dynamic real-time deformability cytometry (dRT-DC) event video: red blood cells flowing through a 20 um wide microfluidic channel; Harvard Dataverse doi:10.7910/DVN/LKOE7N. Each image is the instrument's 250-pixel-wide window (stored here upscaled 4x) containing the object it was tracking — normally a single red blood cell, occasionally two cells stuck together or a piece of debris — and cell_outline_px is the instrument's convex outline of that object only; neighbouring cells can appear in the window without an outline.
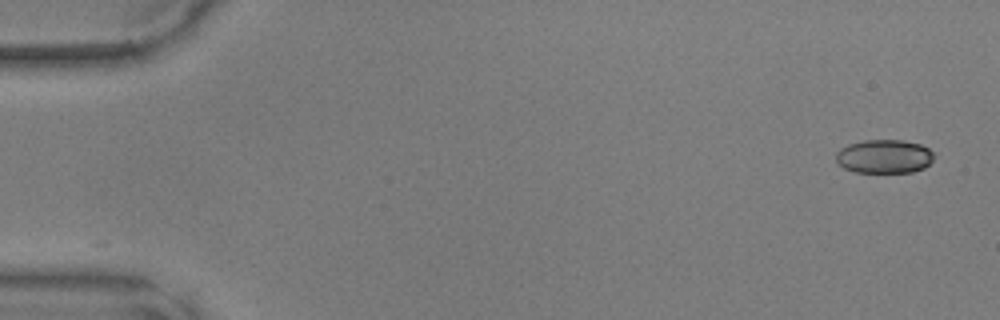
{"species": "common noctule bat (a hibernating species)", "species_latin": "Nyctalus noctula", "temperature_condition": "warm", "stored_images_in_passage": 48, "camera_frame_rate_fps": 3000, "um_per_image_px": 0.085, "animal": {"sex": "male", "body_mass_g": 17.9, "forearm_length_mm": 54.2}, "frame": {"image": 1, "passage_image": 1, "time_ms": 0.0, "image_size_px": [1000, 320], "cell_outline_px": [[932, 160], [924, 168], [912, 172], [856, 172], [844, 168], [836, 160], [836, 152], [840, 148], [848, 144], [864, 140], [904, 140], [920, 144], [928, 148], [932, 152]], "centroid_in_image_um": [75.14, 13.29], "position_along_channel_um": 9.9, "area_um2": 19.19}}
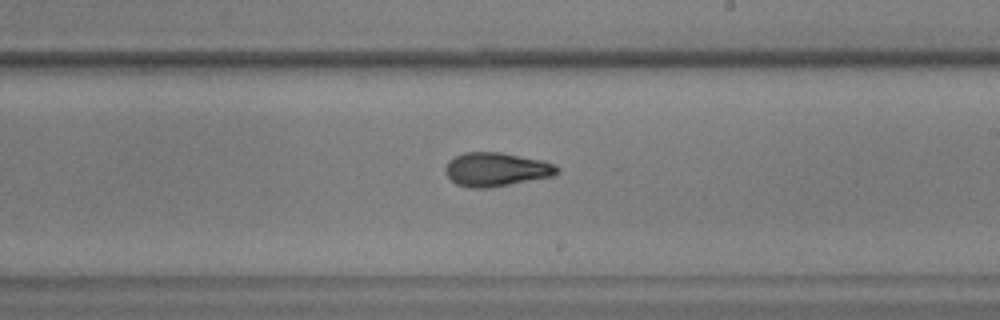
{"frame": {"image": 2, "passage_image": 28, "time_ms": 9.0, "image_size_px": [1000, 320], "cell_outline_px": [[560, 172], [556, 176], [488, 188], [472, 188], [456, 184], [444, 172], [444, 168], [448, 160], [464, 152], [500, 152], [544, 160], [556, 164], [560, 168]], "centroid_in_image_um": [42.23, 14.4], "position_along_channel_um": 246.8, "area_um2": 22.37}}
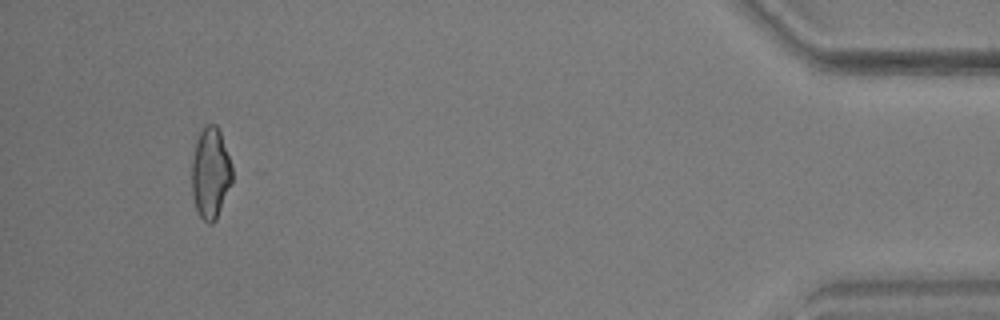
{"frame": {"image": 3, "passage_image": 45, "time_ms": 14.667, "image_size_px": [1000, 320], "cell_outline_px": [[232, 184], [216, 220], [212, 224], [208, 224], [200, 216], [196, 208], [192, 196], [192, 160], [196, 140], [204, 124], [216, 124], [220, 132], [232, 164]], "centroid_in_image_um": [17.9, 14.72], "position_along_channel_um": 417.3, "area_um2": 21.68}}